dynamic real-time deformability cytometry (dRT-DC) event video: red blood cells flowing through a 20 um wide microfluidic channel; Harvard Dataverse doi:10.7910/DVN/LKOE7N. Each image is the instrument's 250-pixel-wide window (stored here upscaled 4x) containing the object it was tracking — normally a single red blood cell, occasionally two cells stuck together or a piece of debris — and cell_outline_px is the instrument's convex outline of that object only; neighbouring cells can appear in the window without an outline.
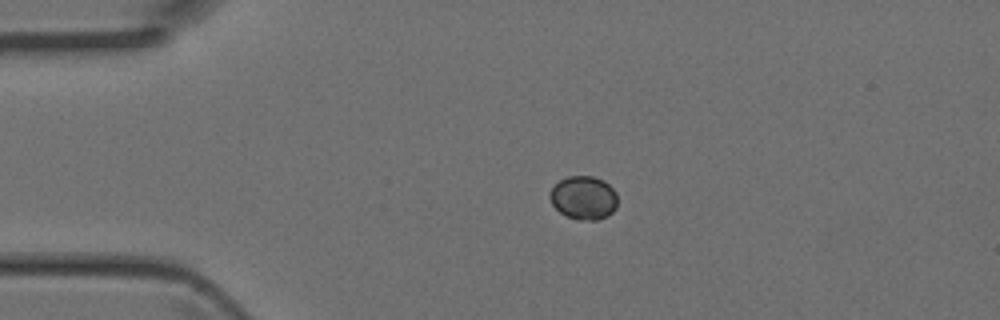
{"species": "Egyptian fruit bat (a non-hibernating species)", "species_latin": "Rousettus aegyptiacus", "temperature_condition": "room temperature", "stored_images_in_passage": 4, "camera_frame_rate_fps": 3000, "um_per_image_px": 0.085, "animal": {"sex": "female"}, "frame": {"image": 1, "passage_image": 3, "time_ms": 0.667, "image_size_px": [1000, 320], "cell_outline_px": [[616, 208], [608, 216], [596, 220], [576, 220], [560, 212], [552, 204], [548, 196], [548, 192], [560, 180], [568, 176], [592, 176], [604, 180], [616, 192]], "centroid_in_image_um": [49.6, 16.81], "position_along_channel_um": 35.4, "area_um2": 17.22}}